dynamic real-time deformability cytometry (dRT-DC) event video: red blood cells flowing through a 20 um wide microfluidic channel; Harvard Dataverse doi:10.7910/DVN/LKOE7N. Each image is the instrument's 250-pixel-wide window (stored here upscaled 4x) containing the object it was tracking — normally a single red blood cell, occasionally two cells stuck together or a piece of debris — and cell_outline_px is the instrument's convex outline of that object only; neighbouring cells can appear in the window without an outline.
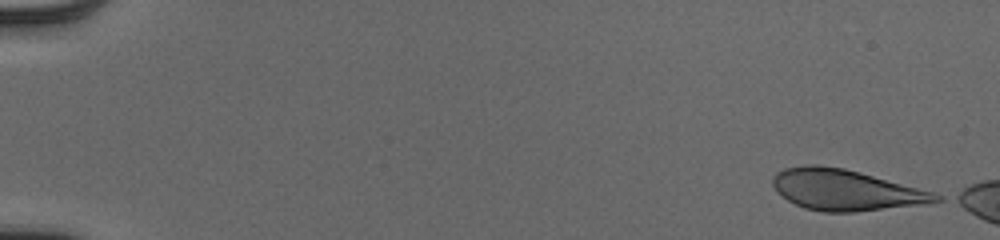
{"species": "human", "species_latin": "Homo sapiens", "temperature_condition": "cold", "stored_images_in_passage": 9, "camera_frame_rate_fps": 3000, "um_per_image_px": 0.085, "donor": {"sex": "male"}, "frame": {"image": 1, "passage_image": 1, "time_ms": 0.0, "image_size_px": [1000, 240], "cell_outline_px": [[944, 200], [852, 212], [824, 212], [804, 208], [788, 200], [772, 184], [772, 176], [776, 172], [784, 168], [808, 164], [816, 164], [844, 168], [860, 172], [932, 192], [944, 196]], "centroid_in_image_um": [71.8, 16.12], "position_along_channel_um": 13.2, "area_um2": 38.09}}